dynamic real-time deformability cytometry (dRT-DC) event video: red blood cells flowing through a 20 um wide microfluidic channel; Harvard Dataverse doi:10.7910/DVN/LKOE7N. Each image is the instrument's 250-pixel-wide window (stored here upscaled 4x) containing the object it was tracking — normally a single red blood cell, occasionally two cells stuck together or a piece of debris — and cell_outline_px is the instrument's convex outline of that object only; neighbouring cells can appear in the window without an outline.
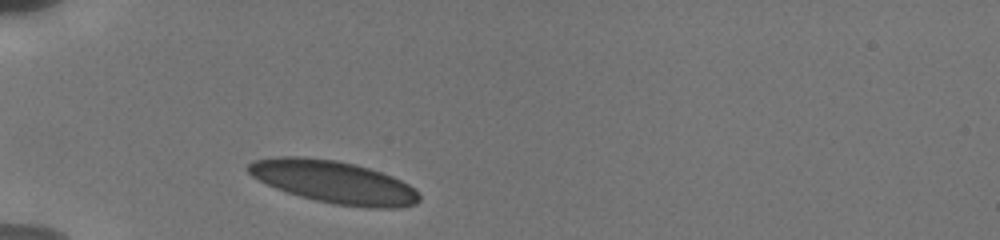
{"species": "human", "species_latin": "Homo sapiens", "temperature_condition": "cold", "stored_images_in_passage": 1, "camera_frame_rate_fps": 3000, "um_per_image_px": 0.085, "donor": {"sex": "male"}, "frame": {"image": 1, "passage_image": 1, "time_ms": 0.0, "image_size_px": [1000, 240], "cell_outline_px": [[420, 200], [416, 204], [396, 208], [364, 208], [332, 204], [300, 196], [276, 188], [252, 176], [244, 168], [248, 164], [256, 160], [276, 156], [300, 156], [336, 160], [356, 164], [392, 176], [408, 184], [420, 196]], "centroid_in_image_um": [28.36, 15.47], "position_along_channel_um": 56.6, "area_um2": 42.31}}